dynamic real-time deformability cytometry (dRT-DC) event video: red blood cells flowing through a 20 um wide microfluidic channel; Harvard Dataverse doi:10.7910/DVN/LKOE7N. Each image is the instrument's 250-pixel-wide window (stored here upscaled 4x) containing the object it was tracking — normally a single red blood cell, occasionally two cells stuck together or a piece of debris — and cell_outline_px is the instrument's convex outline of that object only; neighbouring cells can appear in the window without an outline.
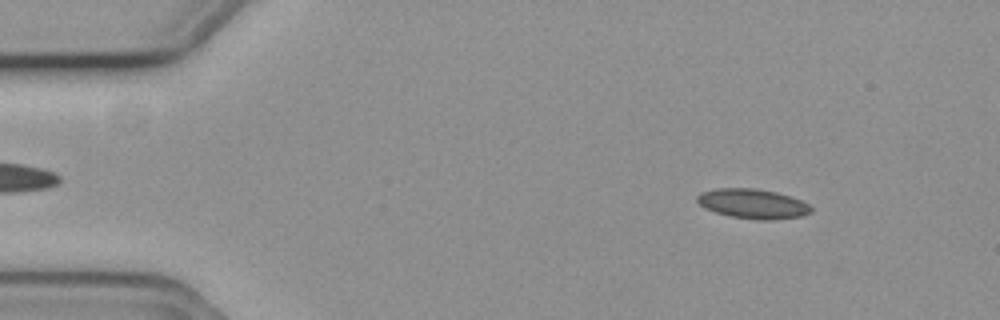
{"species": "common noctule bat (a hibernating species)", "species_latin": "Nyctalus noctula", "temperature_condition": "cold", "stored_images_in_passage": 55, "camera_frame_rate_fps": 3000, "um_per_image_px": 0.085, "animal": {"sex": "female", "body_mass_g": 19.3, "forearm_length_mm": 54.1}, "frame": {"image": 1, "passage_image": 7, "time_ms": 2.0, "image_size_px": [1000, 320], "cell_outline_px": [[812, 212], [800, 216], [772, 220], [760, 220], [728, 216], [704, 208], [696, 200], [696, 196], [700, 192], [716, 188], [756, 188], [776, 192], [800, 200], [808, 204], [812, 208]], "centroid_in_image_um": [63.95, 17.31], "position_along_channel_um": 21.1, "area_um2": 19.71}}
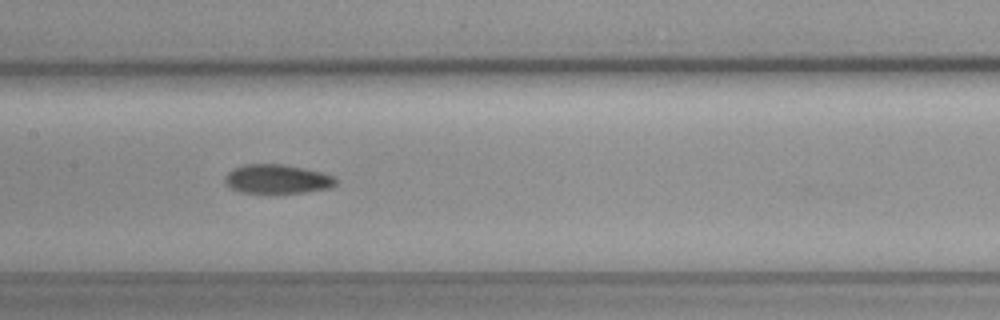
{"frame": {"image": 2, "passage_image": 27, "time_ms": 8.667, "image_size_px": [1000, 320], "cell_outline_px": [[336, 184], [332, 188], [304, 192], [240, 192], [232, 188], [224, 180], [224, 176], [228, 172], [244, 164], [284, 164], [324, 172], [336, 176]], "centroid_in_image_um": [23.62, 15.2], "position_along_channel_um": 183.8, "area_um2": 18.73}}
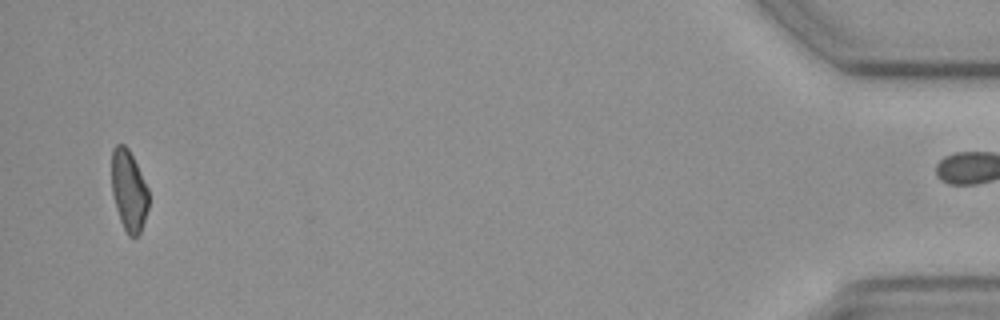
{"frame": {"image": 3, "passage_image": 54, "time_ms": 17.667, "image_size_px": [1000, 320], "cell_outline_px": [[148, 208], [140, 232], [136, 236], [128, 236], [120, 220], [112, 192], [112, 148], [116, 144], [124, 144], [128, 148], [148, 188]], "centroid_in_image_um": [10.94, 16.18], "position_along_channel_um": 424.3, "area_um2": 17.17}}